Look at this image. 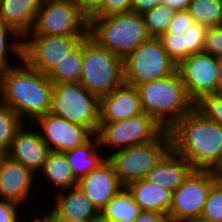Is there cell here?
<instances>
[{
  "label": "cell",
  "instance_id": "obj_1",
  "mask_svg": "<svg viewBox=\"0 0 222 222\" xmlns=\"http://www.w3.org/2000/svg\"><path fill=\"white\" fill-rule=\"evenodd\" d=\"M171 146L194 169L218 173L222 126L206 118L195 107L169 130Z\"/></svg>",
  "mask_w": 222,
  "mask_h": 222
},
{
  "label": "cell",
  "instance_id": "obj_2",
  "mask_svg": "<svg viewBox=\"0 0 222 222\" xmlns=\"http://www.w3.org/2000/svg\"><path fill=\"white\" fill-rule=\"evenodd\" d=\"M52 91L53 83L47 74L33 69L24 60L0 77V102L30 123L49 113Z\"/></svg>",
  "mask_w": 222,
  "mask_h": 222
},
{
  "label": "cell",
  "instance_id": "obj_3",
  "mask_svg": "<svg viewBox=\"0 0 222 222\" xmlns=\"http://www.w3.org/2000/svg\"><path fill=\"white\" fill-rule=\"evenodd\" d=\"M135 88L143 112L151 116L164 130H169L195 107L178 70L165 78L144 82Z\"/></svg>",
  "mask_w": 222,
  "mask_h": 222
},
{
  "label": "cell",
  "instance_id": "obj_4",
  "mask_svg": "<svg viewBox=\"0 0 222 222\" xmlns=\"http://www.w3.org/2000/svg\"><path fill=\"white\" fill-rule=\"evenodd\" d=\"M88 35L101 47L123 59L151 37L142 15L132 11L95 16L89 21Z\"/></svg>",
  "mask_w": 222,
  "mask_h": 222
},
{
  "label": "cell",
  "instance_id": "obj_5",
  "mask_svg": "<svg viewBox=\"0 0 222 222\" xmlns=\"http://www.w3.org/2000/svg\"><path fill=\"white\" fill-rule=\"evenodd\" d=\"M80 84L99 98L125 84L124 59L101 47L89 35L82 39Z\"/></svg>",
  "mask_w": 222,
  "mask_h": 222
},
{
  "label": "cell",
  "instance_id": "obj_6",
  "mask_svg": "<svg viewBox=\"0 0 222 222\" xmlns=\"http://www.w3.org/2000/svg\"><path fill=\"white\" fill-rule=\"evenodd\" d=\"M100 98L80 82L53 84L49 113L88 128L94 135L99 129Z\"/></svg>",
  "mask_w": 222,
  "mask_h": 222
},
{
  "label": "cell",
  "instance_id": "obj_7",
  "mask_svg": "<svg viewBox=\"0 0 222 222\" xmlns=\"http://www.w3.org/2000/svg\"><path fill=\"white\" fill-rule=\"evenodd\" d=\"M172 148L168 130H163L154 140L113 151L106 155L112 163L121 183L127 184L143 179Z\"/></svg>",
  "mask_w": 222,
  "mask_h": 222
},
{
  "label": "cell",
  "instance_id": "obj_8",
  "mask_svg": "<svg viewBox=\"0 0 222 222\" xmlns=\"http://www.w3.org/2000/svg\"><path fill=\"white\" fill-rule=\"evenodd\" d=\"M176 70L177 64L158 37H150L124 59V81L131 87L165 78Z\"/></svg>",
  "mask_w": 222,
  "mask_h": 222
},
{
  "label": "cell",
  "instance_id": "obj_9",
  "mask_svg": "<svg viewBox=\"0 0 222 222\" xmlns=\"http://www.w3.org/2000/svg\"><path fill=\"white\" fill-rule=\"evenodd\" d=\"M89 21L71 0H45L36 13L31 35H88Z\"/></svg>",
  "mask_w": 222,
  "mask_h": 222
},
{
  "label": "cell",
  "instance_id": "obj_10",
  "mask_svg": "<svg viewBox=\"0 0 222 222\" xmlns=\"http://www.w3.org/2000/svg\"><path fill=\"white\" fill-rule=\"evenodd\" d=\"M164 129L146 113L115 122H99L100 147L113 151L154 140Z\"/></svg>",
  "mask_w": 222,
  "mask_h": 222
},
{
  "label": "cell",
  "instance_id": "obj_11",
  "mask_svg": "<svg viewBox=\"0 0 222 222\" xmlns=\"http://www.w3.org/2000/svg\"><path fill=\"white\" fill-rule=\"evenodd\" d=\"M217 179V174L210 170L194 169L172 192L169 222H187L200 218L211 187Z\"/></svg>",
  "mask_w": 222,
  "mask_h": 222
},
{
  "label": "cell",
  "instance_id": "obj_12",
  "mask_svg": "<svg viewBox=\"0 0 222 222\" xmlns=\"http://www.w3.org/2000/svg\"><path fill=\"white\" fill-rule=\"evenodd\" d=\"M86 36L26 34L23 37V60L33 69L48 74L57 61L66 57Z\"/></svg>",
  "mask_w": 222,
  "mask_h": 222
},
{
  "label": "cell",
  "instance_id": "obj_13",
  "mask_svg": "<svg viewBox=\"0 0 222 222\" xmlns=\"http://www.w3.org/2000/svg\"><path fill=\"white\" fill-rule=\"evenodd\" d=\"M177 70L194 103L216 93L217 57L205 52L191 54L177 65Z\"/></svg>",
  "mask_w": 222,
  "mask_h": 222
},
{
  "label": "cell",
  "instance_id": "obj_14",
  "mask_svg": "<svg viewBox=\"0 0 222 222\" xmlns=\"http://www.w3.org/2000/svg\"><path fill=\"white\" fill-rule=\"evenodd\" d=\"M35 122L42 129L39 131L41 139L52 152H65L82 146L94 136L88 128L52 113L36 118L30 125Z\"/></svg>",
  "mask_w": 222,
  "mask_h": 222
},
{
  "label": "cell",
  "instance_id": "obj_15",
  "mask_svg": "<svg viewBox=\"0 0 222 222\" xmlns=\"http://www.w3.org/2000/svg\"><path fill=\"white\" fill-rule=\"evenodd\" d=\"M35 173L5 154L0 158V200L21 206L28 203L35 185Z\"/></svg>",
  "mask_w": 222,
  "mask_h": 222
},
{
  "label": "cell",
  "instance_id": "obj_16",
  "mask_svg": "<svg viewBox=\"0 0 222 222\" xmlns=\"http://www.w3.org/2000/svg\"><path fill=\"white\" fill-rule=\"evenodd\" d=\"M77 186L99 212L111 198L125 187L119 180L112 163L107 158L79 180Z\"/></svg>",
  "mask_w": 222,
  "mask_h": 222
},
{
  "label": "cell",
  "instance_id": "obj_17",
  "mask_svg": "<svg viewBox=\"0 0 222 222\" xmlns=\"http://www.w3.org/2000/svg\"><path fill=\"white\" fill-rule=\"evenodd\" d=\"M25 124L16 132L9 149L4 153L35 174L42 170L48 154L51 152L46 143L41 139L39 130L27 129Z\"/></svg>",
  "mask_w": 222,
  "mask_h": 222
},
{
  "label": "cell",
  "instance_id": "obj_18",
  "mask_svg": "<svg viewBox=\"0 0 222 222\" xmlns=\"http://www.w3.org/2000/svg\"><path fill=\"white\" fill-rule=\"evenodd\" d=\"M54 198L56 205L49 212L57 221L93 222L100 215L78 186L59 191Z\"/></svg>",
  "mask_w": 222,
  "mask_h": 222
},
{
  "label": "cell",
  "instance_id": "obj_19",
  "mask_svg": "<svg viewBox=\"0 0 222 222\" xmlns=\"http://www.w3.org/2000/svg\"><path fill=\"white\" fill-rule=\"evenodd\" d=\"M143 113L138 91L123 84L100 97L99 122H115Z\"/></svg>",
  "mask_w": 222,
  "mask_h": 222
},
{
  "label": "cell",
  "instance_id": "obj_20",
  "mask_svg": "<svg viewBox=\"0 0 222 222\" xmlns=\"http://www.w3.org/2000/svg\"><path fill=\"white\" fill-rule=\"evenodd\" d=\"M194 168L172 148L143 178L174 192Z\"/></svg>",
  "mask_w": 222,
  "mask_h": 222
},
{
  "label": "cell",
  "instance_id": "obj_21",
  "mask_svg": "<svg viewBox=\"0 0 222 222\" xmlns=\"http://www.w3.org/2000/svg\"><path fill=\"white\" fill-rule=\"evenodd\" d=\"M142 211L157 212L168 216L172 202V192L144 179L125 186Z\"/></svg>",
  "mask_w": 222,
  "mask_h": 222
},
{
  "label": "cell",
  "instance_id": "obj_22",
  "mask_svg": "<svg viewBox=\"0 0 222 222\" xmlns=\"http://www.w3.org/2000/svg\"><path fill=\"white\" fill-rule=\"evenodd\" d=\"M45 0H3L0 3V23L13 27L22 37L33 27L36 13Z\"/></svg>",
  "mask_w": 222,
  "mask_h": 222
},
{
  "label": "cell",
  "instance_id": "obj_23",
  "mask_svg": "<svg viewBox=\"0 0 222 222\" xmlns=\"http://www.w3.org/2000/svg\"><path fill=\"white\" fill-rule=\"evenodd\" d=\"M100 147L99 137L94 135L82 146L63 152L71 167L74 178L79 181L95 169L107 157L97 151Z\"/></svg>",
  "mask_w": 222,
  "mask_h": 222
},
{
  "label": "cell",
  "instance_id": "obj_24",
  "mask_svg": "<svg viewBox=\"0 0 222 222\" xmlns=\"http://www.w3.org/2000/svg\"><path fill=\"white\" fill-rule=\"evenodd\" d=\"M44 178L51 182L53 187L62 191L77 186V180L74 178L69 162L63 152H50L44 162L42 170Z\"/></svg>",
  "mask_w": 222,
  "mask_h": 222
},
{
  "label": "cell",
  "instance_id": "obj_25",
  "mask_svg": "<svg viewBox=\"0 0 222 222\" xmlns=\"http://www.w3.org/2000/svg\"><path fill=\"white\" fill-rule=\"evenodd\" d=\"M142 212L124 187L100 211V216L114 222H132Z\"/></svg>",
  "mask_w": 222,
  "mask_h": 222
},
{
  "label": "cell",
  "instance_id": "obj_26",
  "mask_svg": "<svg viewBox=\"0 0 222 222\" xmlns=\"http://www.w3.org/2000/svg\"><path fill=\"white\" fill-rule=\"evenodd\" d=\"M82 74V40L47 74L53 84L80 82Z\"/></svg>",
  "mask_w": 222,
  "mask_h": 222
},
{
  "label": "cell",
  "instance_id": "obj_27",
  "mask_svg": "<svg viewBox=\"0 0 222 222\" xmlns=\"http://www.w3.org/2000/svg\"><path fill=\"white\" fill-rule=\"evenodd\" d=\"M10 51L23 60V37L13 27L0 23V77L16 65L9 61V56L12 54Z\"/></svg>",
  "mask_w": 222,
  "mask_h": 222
},
{
  "label": "cell",
  "instance_id": "obj_28",
  "mask_svg": "<svg viewBox=\"0 0 222 222\" xmlns=\"http://www.w3.org/2000/svg\"><path fill=\"white\" fill-rule=\"evenodd\" d=\"M187 11L195 23L222 26V0H192Z\"/></svg>",
  "mask_w": 222,
  "mask_h": 222
},
{
  "label": "cell",
  "instance_id": "obj_29",
  "mask_svg": "<svg viewBox=\"0 0 222 222\" xmlns=\"http://www.w3.org/2000/svg\"><path fill=\"white\" fill-rule=\"evenodd\" d=\"M176 11L168 5L160 4L142 15L148 34L159 37L165 33L174 19Z\"/></svg>",
  "mask_w": 222,
  "mask_h": 222
},
{
  "label": "cell",
  "instance_id": "obj_30",
  "mask_svg": "<svg viewBox=\"0 0 222 222\" xmlns=\"http://www.w3.org/2000/svg\"><path fill=\"white\" fill-rule=\"evenodd\" d=\"M24 123L16 112L0 102V150L3 153L9 149L16 132Z\"/></svg>",
  "mask_w": 222,
  "mask_h": 222
},
{
  "label": "cell",
  "instance_id": "obj_31",
  "mask_svg": "<svg viewBox=\"0 0 222 222\" xmlns=\"http://www.w3.org/2000/svg\"><path fill=\"white\" fill-rule=\"evenodd\" d=\"M200 218L208 222H222V182L219 179L211 187Z\"/></svg>",
  "mask_w": 222,
  "mask_h": 222
},
{
  "label": "cell",
  "instance_id": "obj_32",
  "mask_svg": "<svg viewBox=\"0 0 222 222\" xmlns=\"http://www.w3.org/2000/svg\"><path fill=\"white\" fill-rule=\"evenodd\" d=\"M169 57L178 65L186 59L185 35L163 33L158 37Z\"/></svg>",
  "mask_w": 222,
  "mask_h": 222
},
{
  "label": "cell",
  "instance_id": "obj_33",
  "mask_svg": "<svg viewBox=\"0 0 222 222\" xmlns=\"http://www.w3.org/2000/svg\"><path fill=\"white\" fill-rule=\"evenodd\" d=\"M208 27L200 23H193L184 33L186 58L191 54L201 53L204 50L205 36Z\"/></svg>",
  "mask_w": 222,
  "mask_h": 222
},
{
  "label": "cell",
  "instance_id": "obj_34",
  "mask_svg": "<svg viewBox=\"0 0 222 222\" xmlns=\"http://www.w3.org/2000/svg\"><path fill=\"white\" fill-rule=\"evenodd\" d=\"M195 108L206 118L222 126V97L217 93L202 97Z\"/></svg>",
  "mask_w": 222,
  "mask_h": 222
},
{
  "label": "cell",
  "instance_id": "obj_35",
  "mask_svg": "<svg viewBox=\"0 0 222 222\" xmlns=\"http://www.w3.org/2000/svg\"><path fill=\"white\" fill-rule=\"evenodd\" d=\"M203 52L217 58L222 56V26L208 27Z\"/></svg>",
  "mask_w": 222,
  "mask_h": 222
},
{
  "label": "cell",
  "instance_id": "obj_36",
  "mask_svg": "<svg viewBox=\"0 0 222 222\" xmlns=\"http://www.w3.org/2000/svg\"><path fill=\"white\" fill-rule=\"evenodd\" d=\"M194 23V19L185 11H176L175 16L171 24L169 25L166 33L168 34H183L192 24Z\"/></svg>",
  "mask_w": 222,
  "mask_h": 222
},
{
  "label": "cell",
  "instance_id": "obj_37",
  "mask_svg": "<svg viewBox=\"0 0 222 222\" xmlns=\"http://www.w3.org/2000/svg\"><path fill=\"white\" fill-rule=\"evenodd\" d=\"M132 0H104L100 12L96 16L119 14L131 10Z\"/></svg>",
  "mask_w": 222,
  "mask_h": 222
},
{
  "label": "cell",
  "instance_id": "obj_38",
  "mask_svg": "<svg viewBox=\"0 0 222 222\" xmlns=\"http://www.w3.org/2000/svg\"><path fill=\"white\" fill-rule=\"evenodd\" d=\"M80 13L90 21L101 10L104 0H71Z\"/></svg>",
  "mask_w": 222,
  "mask_h": 222
},
{
  "label": "cell",
  "instance_id": "obj_39",
  "mask_svg": "<svg viewBox=\"0 0 222 222\" xmlns=\"http://www.w3.org/2000/svg\"><path fill=\"white\" fill-rule=\"evenodd\" d=\"M20 205L12 202L0 200V222H21L19 212Z\"/></svg>",
  "mask_w": 222,
  "mask_h": 222
},
{
  "label": "cell",
  "instance_id": "obj_40",
  "mask_svg": "<svg viewBox=\"0 0 222 222\" xmlns=\"http://www.w3.org/2000/svg\"><path fill=\"white\" fill-rule=\"evenodd\" d=\"M160 4H162V0H132L130 11L143 15Z\"/></svg>",
  "mask_w": 222,
  "mask_h": 222
},
{
  "label": "cell",
  "instance_id": "obj_41",
  "mask_svg": "<svg viewBox=\"0 0 222 222\" xmlns=\"http://www.w3.org/2000/svg\"><path fill=\"white\" fill-rule=\"evenodd\" d=\"M132 222H169V219L162 213L142 211Z\"/></svg>",
  "mask_w": 222,
  "mask_h": 222
},
{
  "label": "cell",
  "instance_id": "obj_42",
  "mask_svg": "<svg viewBox=\"0 0 222 222\" xmlns=\"http://www.w3.org/2000/svg\"><path fill=\"white\" fill-rule=\"evenodd\" d=\"M192 0H162V4L168 5L175 11H185Z\"/></svg>",
  "mask_w": 222,
  "mask_h": 222
},
{
  "label": "cell",
  "instance_id": "obj_43",
  "mask_svg": "<svg viewBox=\"0 0 222 222\" xmlns=\"http://www.w3.org/2000/svg\"><path fill=\"white\" fill-rule=\"evenodd\" d=\"M222 90V56L217 58L216 93Z\"/></svg>",
  "mask_w": 222,
  "mask_h": 222
},
{
  "label": "cell",
  "instance_id": "obj_44",
  "mask_svg": "<svg viewBox=\"0 0 222 222\" xmlns=\"http://www.w3.org/2000/svg\"><path fill=\"white\" fill-rule=\"evenodd\" d=\"M30 222H57V220L50 213H46L42 218L35 217L34 220Z\"/></svg>",
  "mask_w": 222,
  "mask_h": 222
},
{
  "label": "cell",
  "instance_id": "obj_45",
  "mask_svg": "<svg viewBox=\"0 0 222 222\" xmlns=\"http://www.w3.org/2000/svg\"><path fill=\"white\" fill-rule=\"evenodd\" d=\"M222 169V144L218 153V172Z\"/></svg>",
  "mask_w": 222,
  "mask_h": 222
},
{
  "label": "cell",
  "instance_id": "obj_46",
  "mask_svg": "<svg viewBox=\"0 0 222 222\" xmlns=\"http://www.w3.org/2000/svg\"><path fill=\"white\" fill-rule=\"evenodd\" d=\"M93 222H114V221L107 220L99 215Z\"/></svg>",
  "mask_w": 222,
  "mask_h": 222
},
{
  "label": "cell",
  "instance_id": "obj_47",
  "mask_svg": "<svg viewBox=\"0 0 222 222\" xmlns=\"http://www.w3.org/2000/svg\"><path fill=\"white\" fill-rule=\"evenodd\" d=\"M187 222H208V221H205V220H203L201 218H197V219H192V220L187 221Z\"/></svg>",
  "mask_w": 222,
  "mask_h": 222
},
{
  "label": "cell",
  "instance_id": "obj_48",
  "mask_svg": "<svg viewBox=\"0 0 222 222\" xmlns=\"http://www.w3.org/2000/svg\"><path fill=\"white\" fill-rule=\"evenodd\" d=\"M218 179L222 182V169L217 173Z\"/></svg>",
  "mask_w": 222,
  "mask_h": 222
},
{
  "label": "cell",
  "instance_id": "obj_49",
  "mask_svg": "<svg viewBox=\"0 0 222 222\" xmlns=\"http://www.w3.org/2000/svg\"><path fill=\"white\" fill-rule=\"evenodd\" d=\"M220 97H222V90L217 93Z\"/></svg>",
  "mask_w": 222,
  "mask_h": 222
},
{
  "label": "cell",
  "instance_id": "obj_50",
  "mask_svg": "<svg viewBox=\"0 0 222 222\" xmlns=\"http://www.w3.org/2000/svg\"><path fill=\"white\" fill-rule=\"evenodd\" d=\"M3 154H4V153L0 150V158L2 157Z\"/></svg>",
  "mask_w": 222,
  "mask_h": 222
}]
</instances>
